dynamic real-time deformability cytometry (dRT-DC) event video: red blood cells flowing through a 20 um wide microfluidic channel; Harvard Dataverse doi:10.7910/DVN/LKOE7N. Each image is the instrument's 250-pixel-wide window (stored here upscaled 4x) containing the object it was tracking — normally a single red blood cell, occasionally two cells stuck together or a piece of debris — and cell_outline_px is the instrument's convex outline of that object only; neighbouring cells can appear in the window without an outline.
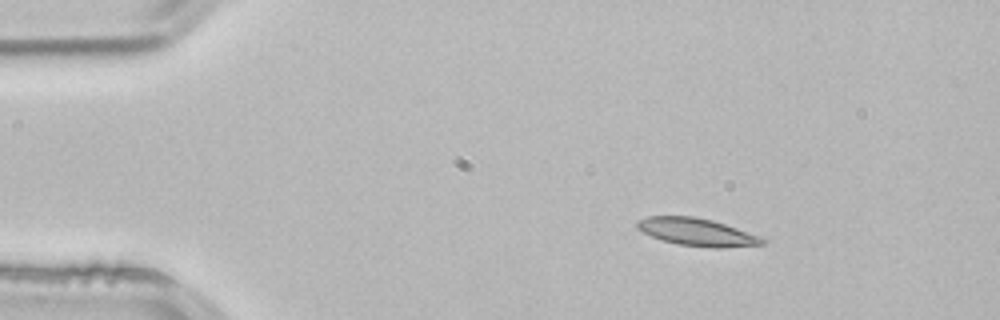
{"species": "common noctule bat (a hibernating species)", "species_latin": "Nyctalus noctula", "temperature_condition": "room temperature", "stored_images_in_passage": 3, "camera_frame_rate_fps": 3000, "um_per_image_px": 0.085, "animal": {"sex": "male", "body_mass_g": 21.5, "forearm_length_mm": 52.0}, "frame": {"image": 1, "passage_image": 1, "time_ms": 0.0, "image_size_px": [1000, 320], "cell_outline_px": [[768, 240], [764, 244], [720, 248], [712, 248], [680, 244], [664, 240], [652, 236], [636, 228], [636, 220], [648, 216], [692, 216], [712, 220], [736, 228]], "centroid_in_image_um": [59.21, 19.72], "position_along_channel_um": 25.8, "area_um2": 19.83}}
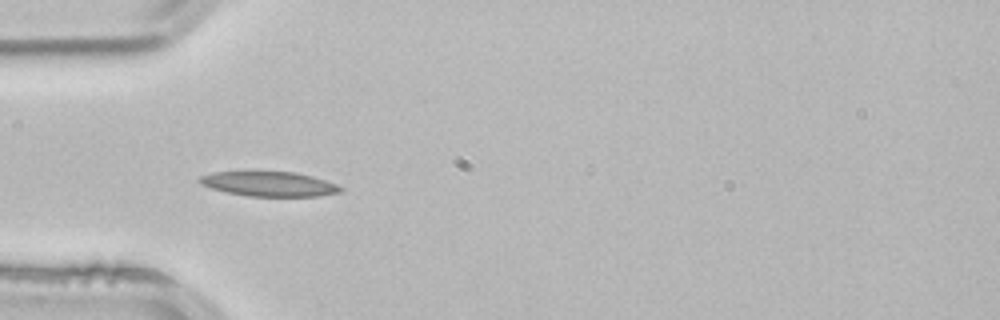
{"frame": {"image": 2, "passage_image": 3, "time_ms": 0.667, "image_size_px": [1000, 320], "cell_outline_px": [[344, 188], [340, 192], [316, 196], [248, 196], [228, 192], [212, 188], [200, 184], [196, 180], [200, 176], [212, 172], [292, 172], [312, 176], [336, 184]], "centroid_in_image_um": [22.85, 15.63], "position_along_channel_um": 62.2, "area_um2": 20.06}}